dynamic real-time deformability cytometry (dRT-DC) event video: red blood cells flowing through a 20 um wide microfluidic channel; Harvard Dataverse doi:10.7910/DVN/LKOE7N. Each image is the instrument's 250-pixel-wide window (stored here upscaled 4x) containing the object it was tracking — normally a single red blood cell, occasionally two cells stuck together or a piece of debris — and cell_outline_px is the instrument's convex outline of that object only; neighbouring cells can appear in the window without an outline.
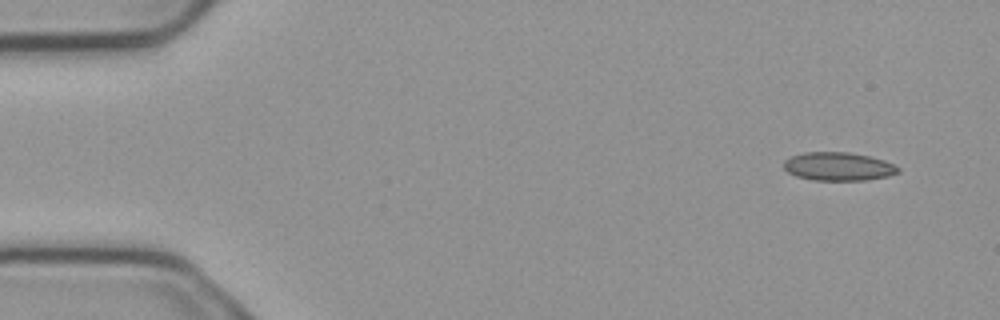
{"species": "common noctule bat (a hibernating species)", "species_latin": "Nyctalus noctula", "temperature_condition": "cold", "stored_images_in_passage": 5, "camera_frame_rate_fps": 3000, "um_per_image_px": 0.085, "animal": {"sex": "male", "body_mass_g": 23.1, "forearm_length_mm": 52.7}, "frame": {"image": 1, "passage_image": 1, "time_ms": 0.0, "image_size_px": [1000, 320], "cell_outline_px": [[900, 172], [888, 176], [864, 180], [812, 180], [796, 176], [788, 172], [784, 168], [784, 160], [792, 156], [804, 152], [848, 152], [868, 156], [884, 160], [900, 168]], "centroid_in_image_um": [71.25, 14.15], "position_along_channel_um": 13.8, "area_um2": 18.84}}
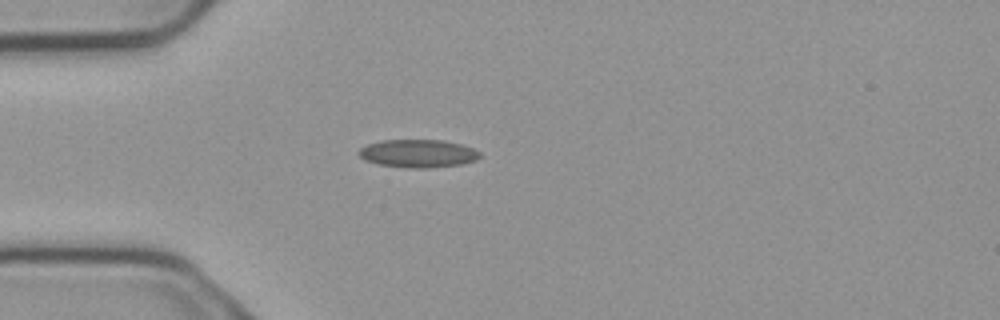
{"frame": {"image": 2, "passage_image": 4, "time_ms": 1.0, "image_size_px": [1000, 320], "cell_outline_px": [[480, 156], [476, 160], [464, 164], [428, 168], [408, 168], [376, 164], [364, 160], [356, 152], [360, 148], [368, 144], [380, 140], [444, 140], [460, 144], [472, 148], [480, 152]], "centroid_in_image_um": [35.51, 13.05], "position_along_channel_um": 49.5, "area_um2": 19.94}}